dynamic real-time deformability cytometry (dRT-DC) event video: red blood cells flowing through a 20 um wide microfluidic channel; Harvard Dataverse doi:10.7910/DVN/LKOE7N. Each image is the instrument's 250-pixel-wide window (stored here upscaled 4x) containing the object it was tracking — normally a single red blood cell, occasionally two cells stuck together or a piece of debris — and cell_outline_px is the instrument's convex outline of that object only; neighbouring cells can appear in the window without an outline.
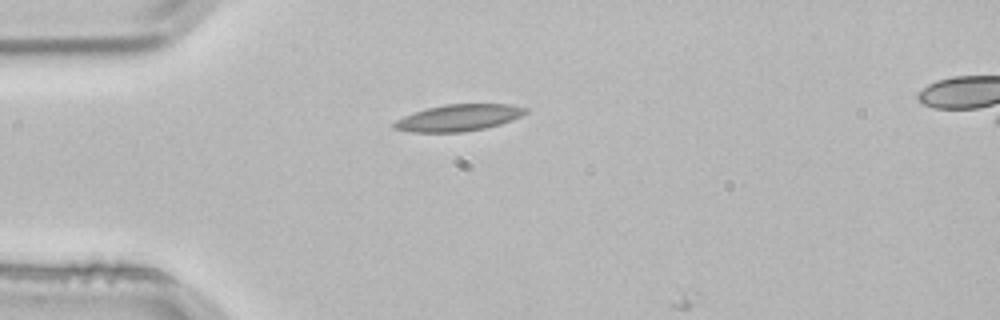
{"species": "common noctule bat (a hibernating species)", "species_latin": "Nyctalus noctula", "temperature_condition": "room temperature", "stored_images_in_passage": 2, "camera_frame_rate_fps": 3000, "um_per_image_px": 0.085, "animal": {"sex": "male", "body_mass_g": 21.5, "forearm_length_mm": 52.0}, "frame": {"image": 1, "passage_image": 1, "time_ms": 0.0, "image_size_px": [1000, 320], "cell_outline_px": [[528, 112], [512, 120], [500, 124], [484, 128], [464, 132], [412, 132], [392, 128], [392, 124], [396, 120], [404, 116], [428, 108], [444, 104], [512, 104], [528, 108]], "centroid_in_image_um": [39.0, 10.01], "position_along_channel_um": 46.0, "area_um2": 20.35}}